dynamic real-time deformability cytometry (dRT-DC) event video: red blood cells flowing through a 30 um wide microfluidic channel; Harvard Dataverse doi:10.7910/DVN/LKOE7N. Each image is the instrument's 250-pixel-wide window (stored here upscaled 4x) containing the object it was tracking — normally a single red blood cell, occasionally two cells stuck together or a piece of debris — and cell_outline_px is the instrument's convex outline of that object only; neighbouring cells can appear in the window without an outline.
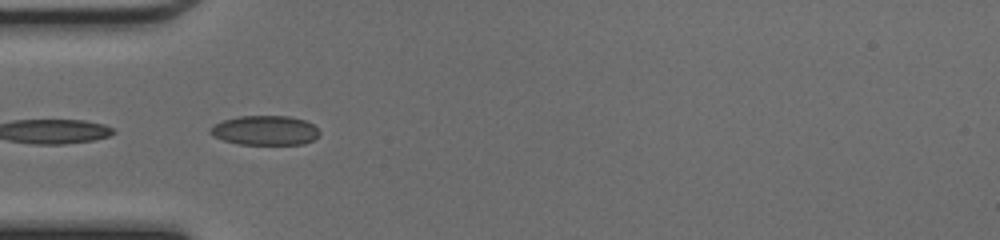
{"species": "common noctule bat (a hibernating species)", "species_latin": "Nyctalus noctula", "temperature_condition": "cold", "stored_images_in_passage": 9, "camera_frame_rate_fps": 3000, "um_per_image_px": 0.085, "animal": {"sex": "female", "body_mass_g": 17.0, "forearm_length_mm": 48.0}, "frame": {"image": 1, "passage_image": 3, "time_ms": 0.667, "image_size_px": [1000, 240], "cell_outline_px": [[320, 132], [312, 140], [304, 144], [240, 144], [224, 140], [208, 132], [208, 128], [224, 120], [240, 116], [288, 116], [304, 120], [312, 124]], "centroid_in_image_um": [22.52, 11.08], "position_along_channel_um": 62.5, "area_um2": 18.5}}